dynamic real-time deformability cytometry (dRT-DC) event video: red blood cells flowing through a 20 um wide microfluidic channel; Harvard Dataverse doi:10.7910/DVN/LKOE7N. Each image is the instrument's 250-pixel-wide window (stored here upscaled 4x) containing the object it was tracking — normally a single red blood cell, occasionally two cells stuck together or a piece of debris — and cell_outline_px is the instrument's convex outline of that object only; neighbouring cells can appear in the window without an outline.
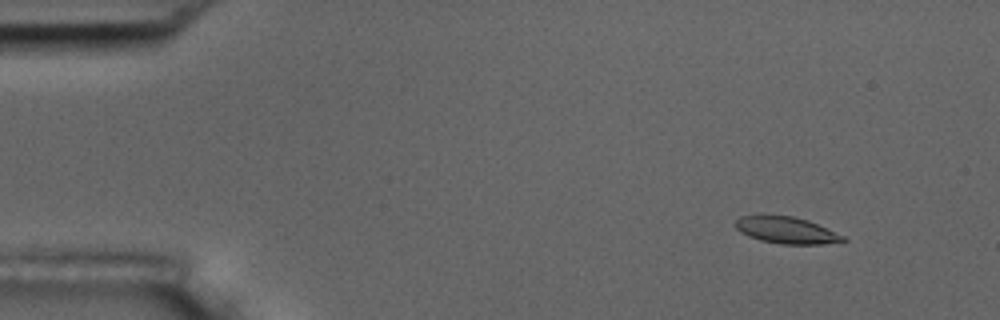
{"species": "common noctule bat (a hibernating species)", "species_latin": "Nyctalus noctula", "temperature_condition": "room temperature", "stored_images_in_passage": 54, "camera_frame_rate_fps": 3000, "um_per_image_px": 0.085, "animal": {"sex": "male", "body_mass_g": 17.5, "forearm_length_mm": 52.3}, "frame": {"image": 1, "passage_image": 5, "time_ms": 1.333, "image_size_px": [1000, 320], "cell_outline_px": [[848, 240], [824, 244], [780, 244], [760, 240], [748, 236], [740, 232], [732, 224], [740, 216], [760, 212], [792, 216], [808, 220], [844, 236]], "centroid_in_image_um": [66.73, 19.52], "position_along_channel_um": 18.3, "area_um2": 17.34}}
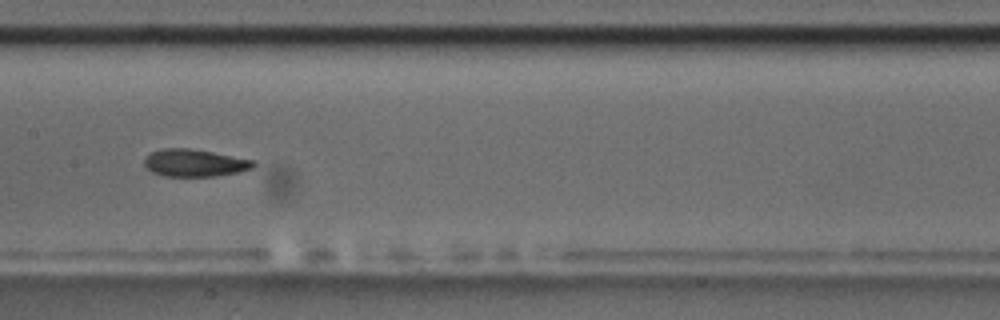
{"frame": {"image": 2, "passage_image": 27, "time_ms": 8.667, "image_size_px": [1000, 320], "cell_outline_px": [[256, 164], [252, 168], [236, 172], [212, 176], [164, 176], [152, 172], [144, 164], [144, 156], [160, 148], [188, 148], [212, 152], [256, 160]], "centroid_in_image_um": [16.52, 13.83], "position_along_channel_um": 190.9, "area_um2": 17.34}}
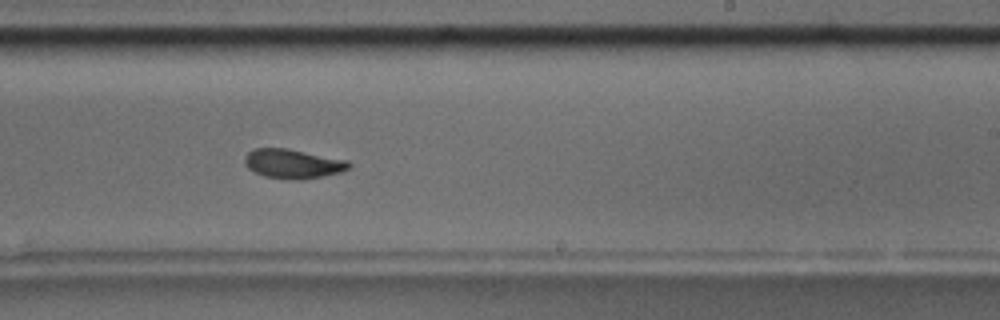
{"frame": {"image": 3, "passage_image": 33, "time_ms": 10.667, "image_size_px": [1000, 320], "cell_outline_px": [[352, 168], [340, 172], [324, 176], [300, 180], [292, 180], [264, 176], [248, 168], [244, 164], [244, 156], [252, 148], [288, 148], [348, 160], [352, 164]], "centroid_in_image_um": [24.91, 13.91], "position_along_channel_um": 264.1, "area_um2": 18.09}, "authors_computed_cell_mechanics": {"area_um2": 17.629, "velocity_mm_per_s": 3.6769, "shape_relaxation_time_tau1_ms": 5.9988, "shape_relaxation_time_tau2_ms": 2.9348, "deformation_change_tau1": 0.1703, "deformation_change_tau2": 0.0732}}